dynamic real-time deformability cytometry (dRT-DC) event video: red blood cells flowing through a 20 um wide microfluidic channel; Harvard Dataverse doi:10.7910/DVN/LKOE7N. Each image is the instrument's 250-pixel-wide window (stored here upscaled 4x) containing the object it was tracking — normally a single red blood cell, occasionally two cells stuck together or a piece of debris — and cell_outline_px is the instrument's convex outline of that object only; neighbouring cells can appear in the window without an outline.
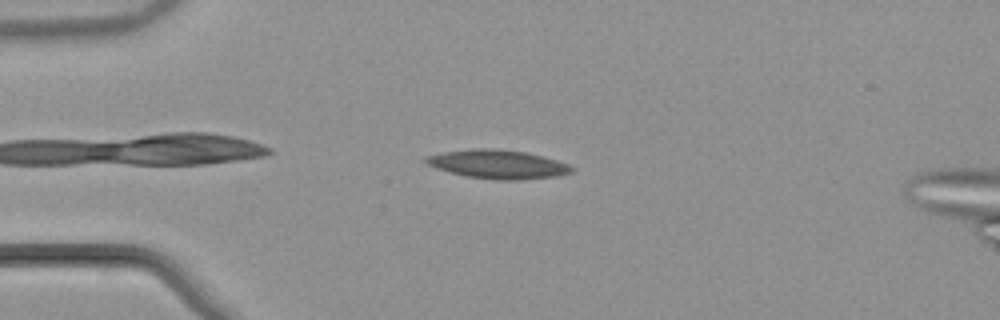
{"species": "common noctule bat (a hibernating species)", "species_latin": "Nyctalus noctula", "temperature_condition": "warm", "stored_images_in_passage": 45, "camera_frame_rate_fps": 3000, "um_per_image_px": 0.085, "animal": {"sex": "male", "body_mass_g": 21.5, "forearm_length_mm": 52.0}, "frame": {"image": 1, "passage_image": 3, "time_ms": 0.667, "image_size_px": [1000, 320], "cell_outline_px": [[572, 172], [556, 176], [520, 180], [496, 180], [468, 176], [436, 168], [420, 160], [424, 156], [444, 152], [472, 148], [492, 148], [524, 152], [556, 160], [568, 164], [572, 168]], "centroid_in_image_um": [42.26, 13.96], "position_along_channel_um": 42.7, "area_um2": 24.22}}
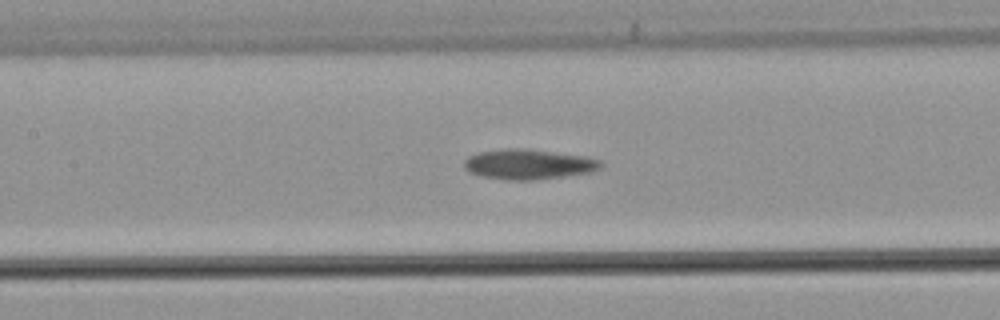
{"frame": {"image": 2, "passage_image": 15, "time_ms": 4.667, "image_size_px": [1000, 320], "cell_outline_px": [[604, 164], [600, 168], [592, 172], [536, 180], [508, 180], [480, 176], [468, 172], [464, 168], [464, 160], [468, 156], [476, 152], [504, 148], [524, 148], [580, 156], [600, 160]], "centroid_in_image_um": [44.86, 13.97], "position_along_channel_um": 162.5, "area_um2": 24.04}}
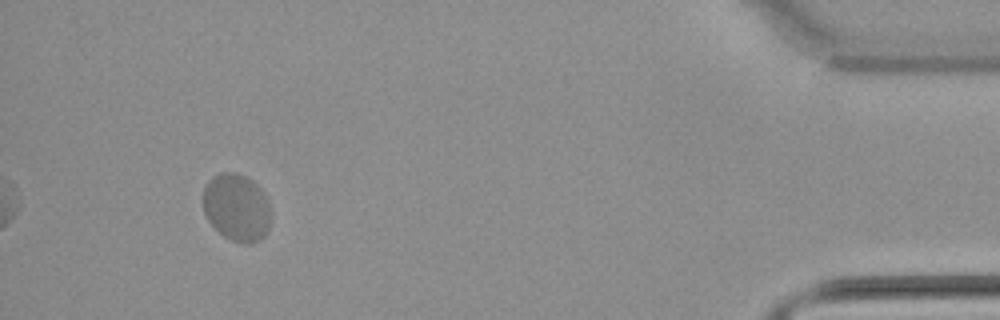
{"frame": {"image": 3, "passage_image": 41, "time_ms": 13.333, "image_size_px": [1000, 320], "cell_outline_px": [[272, 220], [264, 236], [252, 244], [240, 244], [228, 240], [208, 220], [204, 212], [204, 184], [212, 176], [220, 172], [236, 172], [248, 176], [264, 192], [268, 200], [272, 212]], "centroid_in_image_um": [20.15, 17.63], "position_along_channel_um": 415.1, "area_um2": 27.28}}